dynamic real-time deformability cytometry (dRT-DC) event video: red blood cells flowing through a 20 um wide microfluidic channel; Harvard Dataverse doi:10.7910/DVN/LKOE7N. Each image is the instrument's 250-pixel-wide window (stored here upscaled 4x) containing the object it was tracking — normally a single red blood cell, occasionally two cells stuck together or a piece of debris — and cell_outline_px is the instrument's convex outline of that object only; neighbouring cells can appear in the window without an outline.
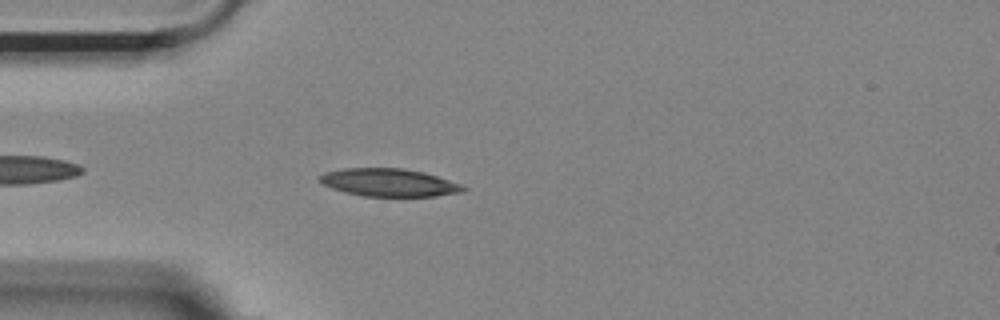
{"species": "Egyptian fruit bat (a non-hibernating species)", "species_latin": "Rousettus aegyptiacus", "temperature_condition": "room temperature", "stored_images_in_passage": 44, "camera_frame_rate_fps": 3000, "um_per_image_px": 0.085, "animal": {"sex": "female"}, "frame": {"image": 1, "passage_image": 5, "time_ms": 1.333, "image_size_px": [1000, 320], "cell_outline_px": [[468, 188], [464, 192], [436, 196], [364, 196], [344, 192], [332, 188], [324, 184], [320, 180], [320, 176], [324, 172], [344, 168], [404, 168], [424, 172], [460, 184]], "centroid_in_image_um": [33.08, 15.51], "position_along_channel_um": 51.9, "area_um2": 23.18}}
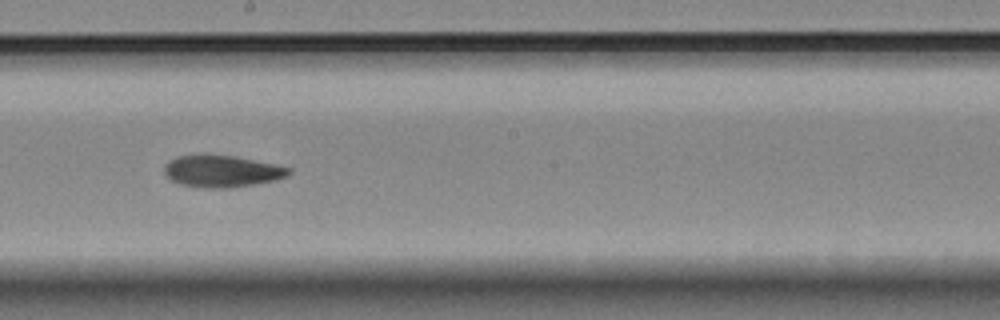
{"frame": {"image": 2, "passage_image": 20, "time_ms": 6.333, "image_size_px": [1000, 320], "cell_outline_px": [[292, 172], [288, 176], [276, 180], [256, 184], [228, 188], [200, 188], [180, 184], [172, 180], [164, 172], [164, 168], [172, 160], [180, 156], [232, 156], [292, 168]], "centroid_in_image_um": [18.92, 14.59], "position_along_channel_um": 229.3, "area_um2": 22.54}}
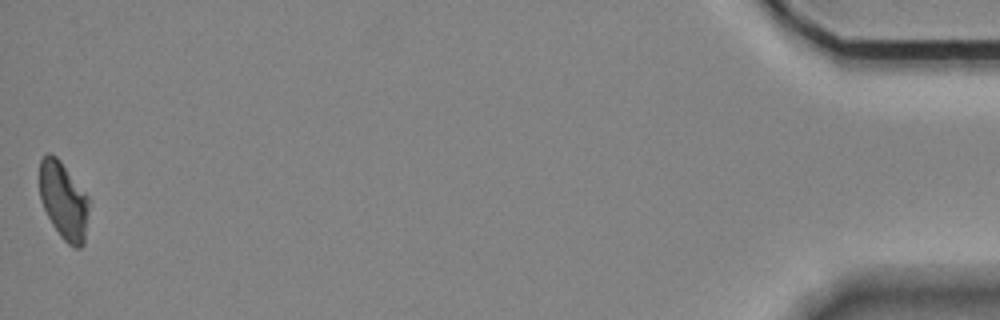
{"frame": {"image": 3, "passage_image": 44, "time_ms": 14.333, "image_size_px": [1000, 320], "cell_outline_px": [[88, 212], [84, 244], [80, 248], [72, 248], [60, 236], [52, 224], [40, 200], [40, 160], [48, 152], [56, 156], [60, 160], [88, 196]], "centroid_in_image_um": [5.4, 17.07], "position_along_channel_um": 429.8, "area_um2": 22.2}, "authors_computed_cell_mechanics": {"area_um2": 23.1778, "velocity_mm_per_s": 3.6892, "shape_relaxation_time_tau1_ms": 6.1048, "shape_relaxation_time_tau2_ms": 8.1593, "deformation_change_tau1": 0.1454, "deformation_change_tau2": 0.1442}}